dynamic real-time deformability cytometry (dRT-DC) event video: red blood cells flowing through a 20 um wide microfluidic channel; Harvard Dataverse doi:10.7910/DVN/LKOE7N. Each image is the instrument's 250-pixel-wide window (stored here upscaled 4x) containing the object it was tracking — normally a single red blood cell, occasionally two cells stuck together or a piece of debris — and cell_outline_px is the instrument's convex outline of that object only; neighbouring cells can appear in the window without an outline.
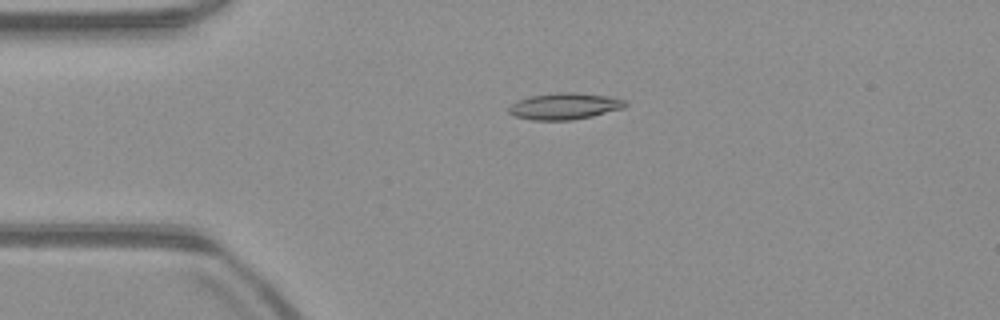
{"species": "common noctule bat (a hibernating species)", "species_latin": "Nyctalus noctula", "temperature_condition": "warm", "stored_images_in_passage": 52, "camera_frame_rate_fps": 3000, "um_per_image_px": 0.085, "animal": {"sex": "male", "body_mass_g": 23.1, "forearm_length_mm": 52.7}, "frame": {"image": 1, "passage_image": 12, "time_ms": 3.667, "image_size_px": [1000, 320], "cell_outline_px": [[628, 104], [624, 108], [592, 116], [572, 120], [532, 120], [516, 116], [508, 112], [508, 108], [516, 100], [528, 96], [556, 92], [576, 92], [608, 96], [628, 100]], "centroid_in_image_um": [48.0, 9.01], "position_along_channel_um": 37.0, "area_um2": 18.21}}
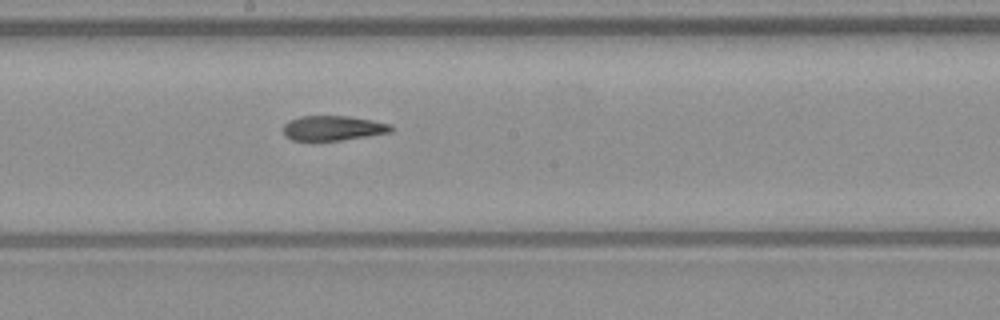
{"frame": {"image": 2, "passage_image": 28, "time_ms": 9.0, "image_size_px": [1000, 320], "cell_outline_px": [[392, 132], [368, 136], [340, 140], [292, 140], [284, 136], [284, 124], [288, 120], [300, 116], [348, 116], [372, 120], [392, 124]], "centroid_in_image_um": [28.3, 10.88], "position_along_channel_um": 219.9, "area_um2": 15.61}}
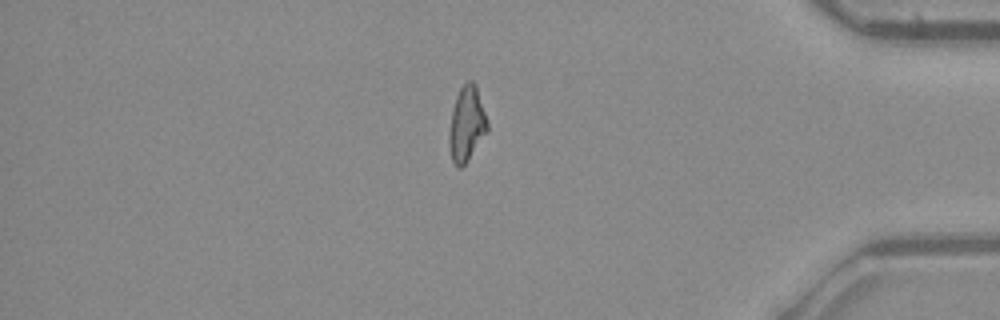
{"frame": {"image": 3, "passage_image": 44, "time_ms": 14.333, "image_size_px": [1000, 320], "cell_outline_px": [[488, 132], [468, 160], [460, 168], [456, 168], [452, 160], [448, 144], [448, 132], [452, 108], [456, 96], [460, 88], [468, 80], [472, 80], [476, 84], [488, 124]], "centroid_in_image_um": [39.65, 10.55], "position_along_channel_um": 395.5, "area_um2": 16.94}, "authors_computed_cell_mechanics": {"area_um2": 16.9065, "velocity_mm_per_s": 3.9702, "shape_relaxation_time_tau1_ms": null, "shape_relaxation_time_tau2_ms": 4.5877, "deformation_change_tau1": null, "deformation_change_tau2": 0.1405}}